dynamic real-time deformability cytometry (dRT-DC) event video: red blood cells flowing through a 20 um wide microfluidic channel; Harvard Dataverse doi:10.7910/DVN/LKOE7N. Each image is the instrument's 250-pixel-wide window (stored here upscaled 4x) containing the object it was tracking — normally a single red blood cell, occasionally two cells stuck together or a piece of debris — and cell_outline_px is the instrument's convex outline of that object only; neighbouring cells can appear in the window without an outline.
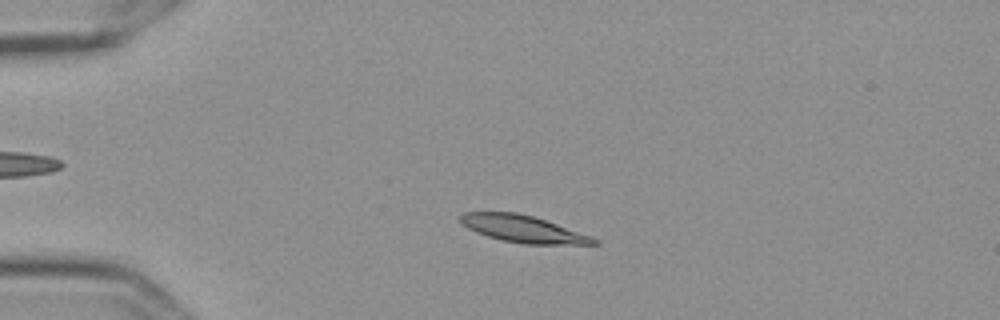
{"species": "Egyptian fruit bat (a non-hibernating species)", "species_latin": "Rousettus aegyptiacus", "temperature_condition": "cold", "stored_images_in_passage": 54, "camera_frame_rate_fps": 3000, "um_per_image_px": 0.085, "frame": {"image": 1, "passage_image": 10, "time_ms": 3.0, "image_size_px": [1000, 320], "cell_outline_px": [[600, 244], [524, 244], [500, 240], [476, 232], [460, 224], [456, 220], [456, 216], [460, 212], [516, 212], [532, 216], [592, 236], [600, 240]], "centroid_in_image_um": [44.38, 19.45], "position_along_channel_um": 40.6, "area_um2": 21.21}}
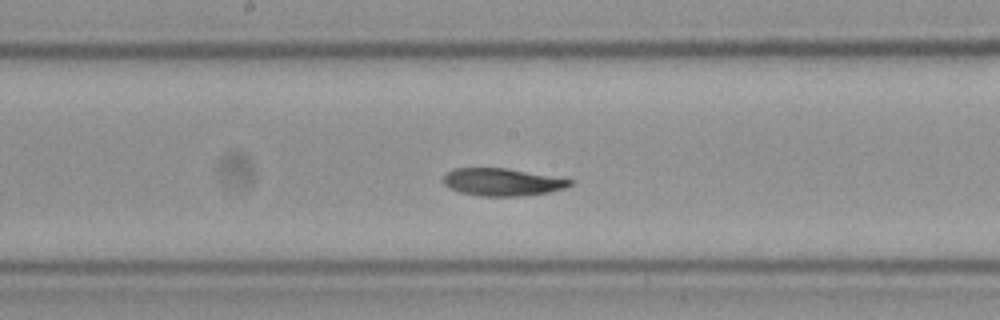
{"frame": {"image": 2, "passage_image": 27, "time_ms": 8.667, "image_size_px": [1000, 320], "cell_outline_px": [[572, 184], [564, 188], [548, 192], [524, 196], [480, 196], [460, 192], [444, 184], [444, 172], [452, 168], [508, 168], [568, 176], [572, 180]], "centroid_in_image_um": [42.79, 15.45], "position_along_channel_um": 205.4, "area_um2": 20.92}}
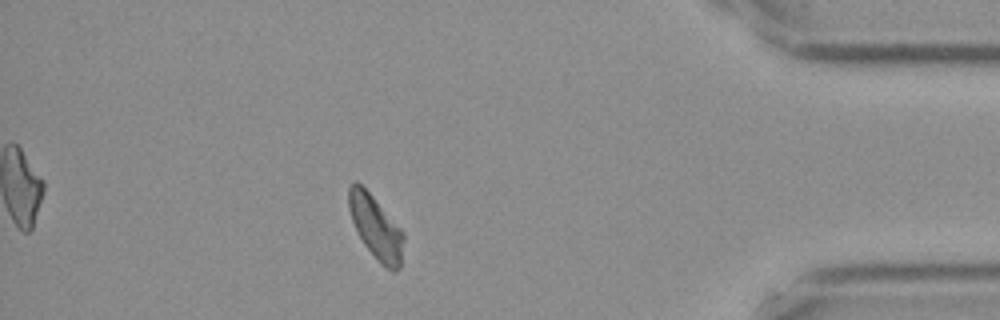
{"frame": {"image": 3, "passage_image": 47, "time_ms": 15.333, "image_size_px": [1000, 320], "cell_outline_px": [[404, 240], [400, 268], [396, 272], [392, 272], [380, 264], [364, 244], [356, 232], [348, 208], [348, 188], [356, 180], [372, 196], [404, 232]], "centroid_in_image_um": [31.95, 19.36], "position_along_channel_um": 403.3, "area_um2": 20.23}, "authors_computed_cell_mechanics": {"area_um2": 20.8947, "velocity_mm_per_s": 3.5395, "shape_relaxation_time_tau1_ms": 7.5338, "shape_relaxation_time_tau2_ms": 3.3138, "deformation_change_tau1": 0.1828, "deformation_change_tau2": 0.0749}}